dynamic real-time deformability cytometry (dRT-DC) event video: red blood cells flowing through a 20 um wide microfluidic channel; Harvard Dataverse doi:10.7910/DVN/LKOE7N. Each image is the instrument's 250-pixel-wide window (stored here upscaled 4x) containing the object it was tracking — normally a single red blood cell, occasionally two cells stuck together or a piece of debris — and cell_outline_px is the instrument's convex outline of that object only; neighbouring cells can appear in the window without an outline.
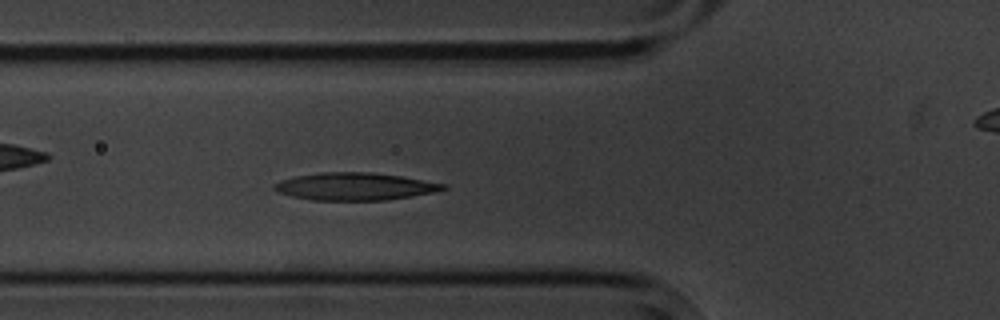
{"species": "common noctule bat (a hibernating species)", "species_latin": "Nyctalus noctula", "temperature_condition": "cold", "stored_images_in_passage": 4, "segment_of_instrument_passage": [1, 2], "camera_frame_rate_fps": 3000, "um_per_image_px": 0.085, "animal": {"sex": "male", "body_mass_g": 20.1, "forearm_length_mm": 53.5}, "frame": {"image": 1, "passage_image": 3, "time_ms": 2.333, "image_size_px": [1000, 320], "cell_outline_px": [[448, 188], [432, 192], [412, 196], [388, 200], [312, 200], [292, 196], [280, 192], [272, 188], [272, 184], [296, 176], [320, 172], [372, 172], [400, 176], [448, 184]], "centroid_in_image_um": [30.19, 15.85], "position_along_channel_um": 95.6, "area_um2": 26.93}}